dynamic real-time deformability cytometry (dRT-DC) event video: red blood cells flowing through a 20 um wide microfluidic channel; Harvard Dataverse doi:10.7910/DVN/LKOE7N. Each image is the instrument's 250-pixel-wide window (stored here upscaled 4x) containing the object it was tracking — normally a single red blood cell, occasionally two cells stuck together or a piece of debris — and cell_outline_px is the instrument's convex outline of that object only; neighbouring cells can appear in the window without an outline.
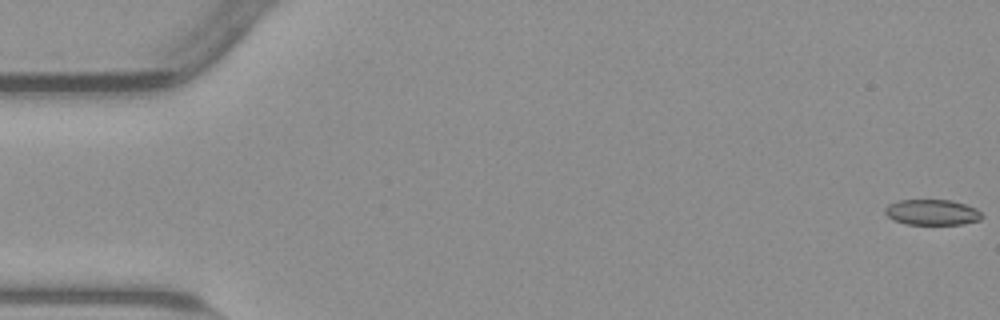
{"species": "common noctule bat (a hibernating species)", "species_latin": "Nyctalus noctula", "temperature_condition": "warm", "stored_images_in_passage": 55, "camera_frame_rate_fps": 3000, "um_per_image_px": 0.085, "animal": {"sex": "male", "body_mass_g": 23.1, "forearm_length_mm": 52.7}, "frame": {"image": 1, "passage_image": 1, "time_ms": 0.0, "image_size_px": [1000, 320], "cell_outline_px": [[984, 216], [980, 220], [964, 224], [908, 224], [892, 220], [884, 212], [884, 208], [888, 204], [900, 200], [952, 200], [976, 208]], "centroid_in_image_um": [79.23, 18.04], "position_along_channel_um": 5.8, "area_um2": 14.51}}
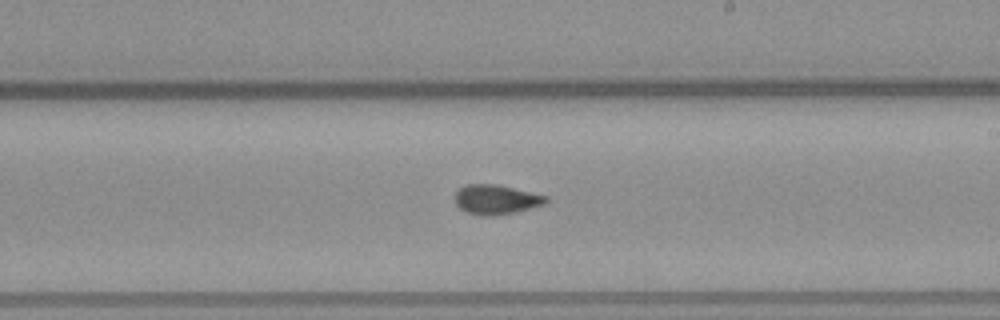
{"frame": {"image": 2, "passage_image": 32, "time_ms": 10.333, "image_size_px": [1000, 320], "cell_outline_px": [[548, 200], [544, 204], [512, 212], [464, 212], [456, 204], [456, 192], [460, 188], [468, 184], [496, 184], [548, 196]], "centroid_in_image_um": [42.18, 16.89], "position_along_channel_um": 246.8, "area_um2": 14.62}}
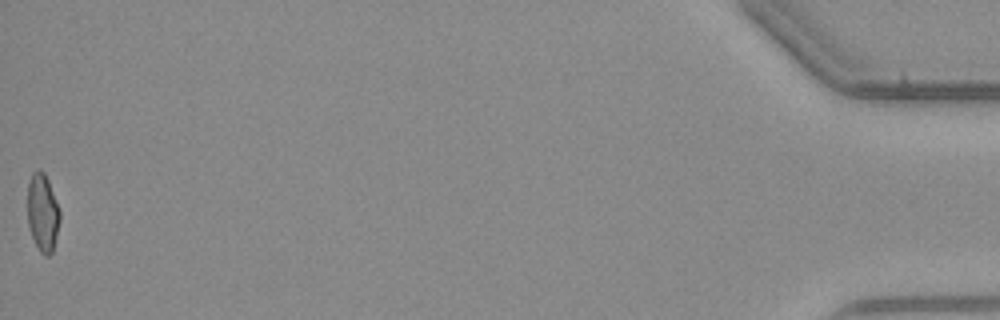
{"frame": {"image": 3, "passage_image": 55, "time_ms": 18.0, "image_size_px": [1000, 320], "cell_outline_px": [[60, 220], [52, 252], [48, 256], [44, 256], [40, 252], [28, 228], [28, 180], [32, 172], [40, 168], [44, 172], [48, 180], [60, 208]], "centroid_in_image_um": [3.62, 18.04], "position_along_channel_um": 431.6, "area_um2": 14.8}, "authors_computed_cell_mechanics": {"area_um2": 15.3748, "velocity_mm_per_s": 3.8256, "shape_relaxation_time_tau1_ms": null, "shape_relaxation_time_tau2_ms": 1.6446, "deformation_change_tau1": null, "deformation_change_tau2": 0.0655}}